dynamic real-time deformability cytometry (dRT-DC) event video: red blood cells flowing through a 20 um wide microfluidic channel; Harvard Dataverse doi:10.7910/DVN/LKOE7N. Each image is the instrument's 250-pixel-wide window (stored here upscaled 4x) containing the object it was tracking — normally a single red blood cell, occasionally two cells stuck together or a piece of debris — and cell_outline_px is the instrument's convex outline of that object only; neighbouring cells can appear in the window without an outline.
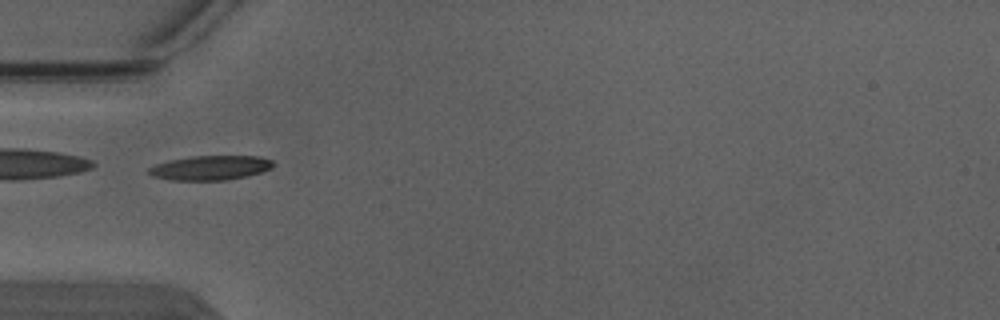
{"species": "Egyptian fruit bat (a non-hibernating species)", "species_latin": "Rousettus aegyptiacus", "temperature_condition": "warm", "stored_images_in_passage": 5, "camera_frame_rate_fps": 3000, "um_per_image_px": 0.085, "animal": {"sex": "male"}, "frame": {"image": 1, "passage_image": 5, "time_ms": 1.333, "image_size_px": [1000, 320], "cell_outline_px": [[272, 168], [248, 176], [228, 180], [172, 180], [152, 176], [148, 172], [148, 168], [156, 164], [168, 160], [192, 156], [260, 156], [272, 160]], "centroid_in_image_um": [17.87, 14.26], "position_along_channel_um": 67.1, "area_um2": 17.74}}